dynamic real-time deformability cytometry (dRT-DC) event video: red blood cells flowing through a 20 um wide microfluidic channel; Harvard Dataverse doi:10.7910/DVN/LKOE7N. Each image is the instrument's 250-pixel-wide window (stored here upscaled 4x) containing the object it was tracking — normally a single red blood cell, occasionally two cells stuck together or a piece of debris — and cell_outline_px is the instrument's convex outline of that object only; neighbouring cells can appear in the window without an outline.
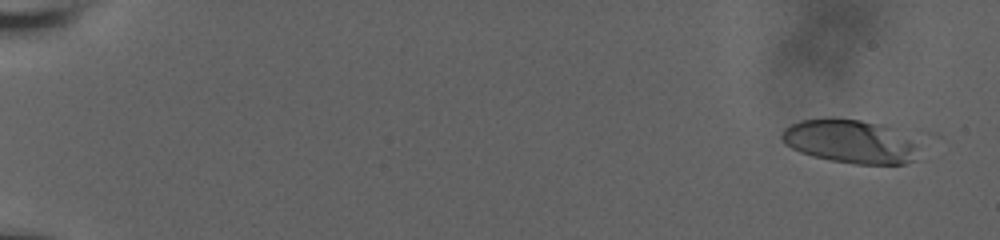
{"species": "human", "species_latin": "Homo sapiens", "temperature_condition": "room temperature", "stored_images_in_passage": 67, "camera_frame_rate_fps": 3000, "um_per_image_px": 0.085, "donor": {"sex": "male"}, "frame": {"image": 1, "passage_image": 4, "time_ms": 0.667, "image_size_px": [1000, 240], "cell_outline_px": [[916, 160], [904, 164], [856, 164], [832, 160], [812, 156], [800, 152], [784, 144], [780, 136], [784, 128], [800, 120], [832, 116], [860, 120], [884, 124], [908, 140], [912, 144]], "centroid_in_image_um": [72.13, 12.0], "position_along_channel_um": 12.9, "area_um2": 34.51}}
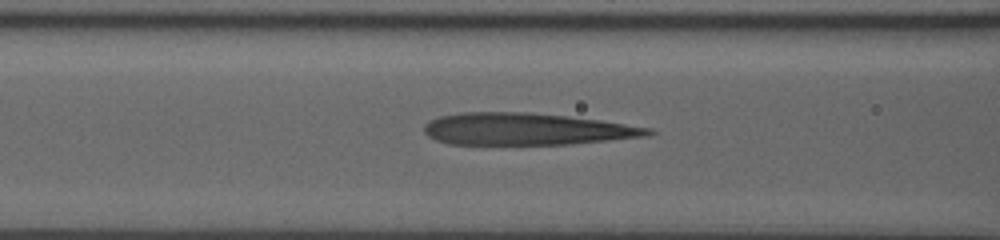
{"frame": {"image": 2, "passage_image": 39, "time_ms": 8.667, "image_size_px": [1000, 240], "cell_outline_px": [[656, 132], [648, 136], [568, 144], [448, 144], [436, 140], [428, 136], [424, 132], [424, 124], [440, 116], [464, 112], [528, 112], [600, 120], [652, 128]], "centroid_in_image_um": [44.74, 10.97], "position_along_channel_um": 121.9, "area_um2": 41.56}}
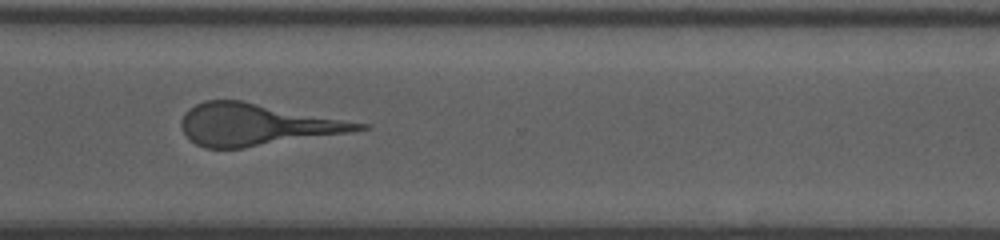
{"frame": {"image": 3, "passage_image": 66, "time_ms": 14.667, "image_size_px": [1000, 240], "cell_outline_px": [[372, 128], [348, 132], [244, 148], [204, 148], [196, 144], [184, 132], [180, 124], [180, 120], [184, 112], [188, 108], [204, 100], [244, 100], [372, 124]], "centroid_in_image_um": [21.84, 10.57], "position_along_channel_um": 348.8, "area_um2": 43.58}}